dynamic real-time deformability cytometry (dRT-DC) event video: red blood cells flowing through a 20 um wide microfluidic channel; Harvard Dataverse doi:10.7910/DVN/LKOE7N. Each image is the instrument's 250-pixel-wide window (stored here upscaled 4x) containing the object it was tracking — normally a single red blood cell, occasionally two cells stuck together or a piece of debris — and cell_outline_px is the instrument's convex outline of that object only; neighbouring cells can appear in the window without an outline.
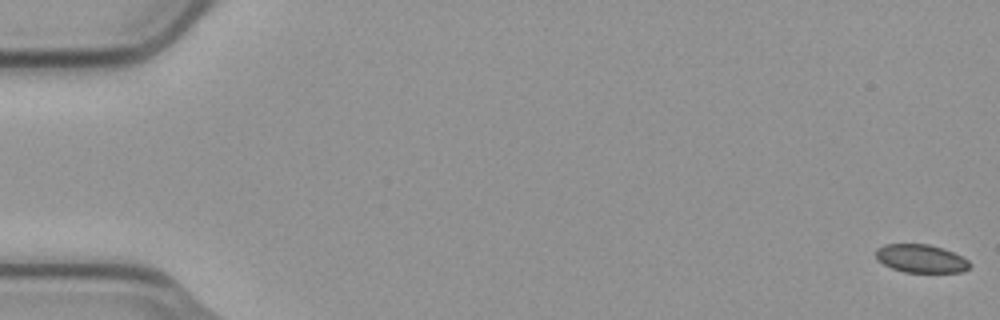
{"species": "common noctule bat (a hibernating species)", "species_latin": "Nyctalus noctula", "temperature_condition": "cold", "stored_images_in_passage": 57, "camera_frame_rate_fps": 3000, "um_per_image_px": 0.085, "animal": {"sex": "male", "body_mass_g": 23.1, "forearm_length_mm": 52.7}, "frame": {"image": 1, "passage_image": 1, "time_ms": 0.0, "image_size_px": [1000, 320], "cell_outline_px": [[972, 264], [964, 272], [904, 272], [892, 268], [876, 260], [876, 248], [884, 244], [928, 244], [944, 248], [968, 260]], "centroid_in_image_um": [78.27, 21.97], "position_along_channel_um": 6.7, "area_um2": 15.49}}
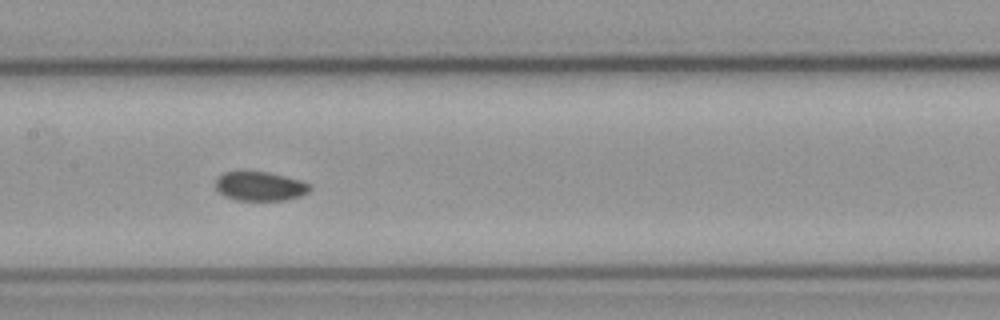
{"frame": {"image": 2, "passage_image": 28, "time_ms": 9.0, "image_size_px": [1000, 320], "cell_outline_px": [[312, 188], [308, 192], [300, 196], [288, 200], [236, 200], [224, 196], [216, 188], [216, 180], [224, 172], [268, 172], [300, 180], [312, 184]], "centroid_in_image_um": [22.14, 15.84], "position_along_channel_um": 185.3, "area_um2": 15.95}}
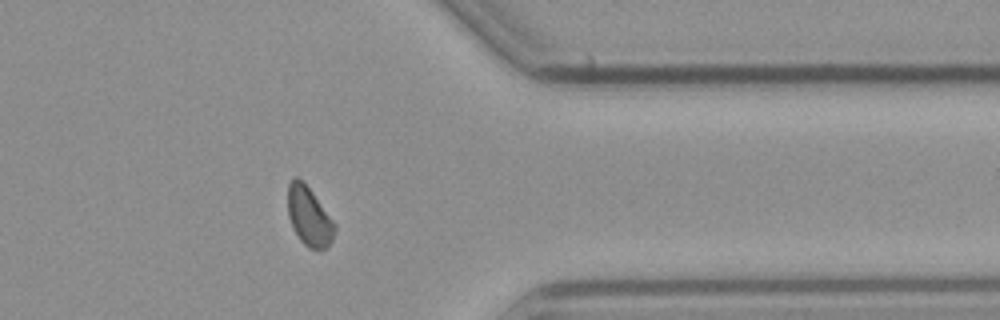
{"frame": {"image": 3, "passage_image": 45, "time_ms": 14.667, "image_size_px": [1000, 320], "cell_outline_px": [[336, 228], [332, 240], [328, 248], [308, 248], [300, 240], [288, 216], [288, 184], [296, 176], [304, 180], [336, 224]], "centroid_in_image_um": [26.28, 18.36], "position_along_channel_um": 385.1, "area_um2": 16.13}, "authors_computed_cell_mechanics": {"area_um2": 16.2418, "velocity_mm_per_s": 3.7587, "shape_relaxation_time_tau1_ms": 4.0017, "shape_relaxation_time_tau2_ms": 6.2677, "deformation_change_tau1": 0.0415, "deformation_change_tau2": 0.062}}